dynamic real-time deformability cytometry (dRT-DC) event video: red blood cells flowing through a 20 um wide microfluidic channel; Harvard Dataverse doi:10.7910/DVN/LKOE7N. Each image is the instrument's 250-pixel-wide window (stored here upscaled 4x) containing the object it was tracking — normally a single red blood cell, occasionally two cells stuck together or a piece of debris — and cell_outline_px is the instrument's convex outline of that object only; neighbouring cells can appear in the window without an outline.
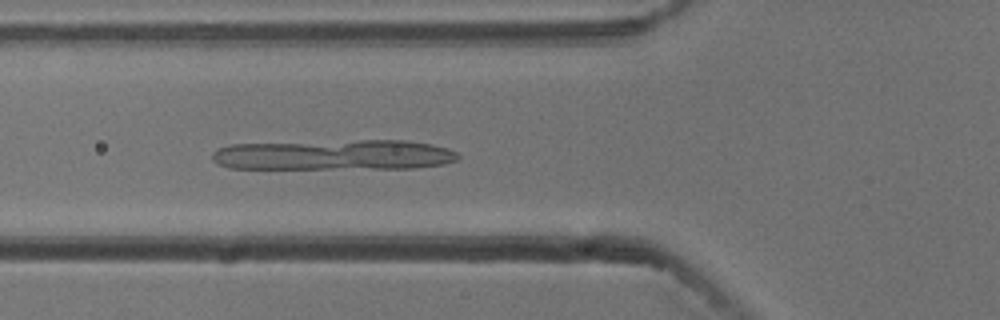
{"species": "common noctule bat (a hibernating species)", "species_latin": "Nyctalus noctula", "temperature_condition": "cold", "stored_images_in_passage": 53, "camera_frame_rate_fps": 3000, "um_per_image_px": 0.085, "animal": {"sex": "male", "body_mass_g": 13.3}, "frame": {"image": 1, "passage_image": 19, "time_ms": 6.0, "image_size_px": [1000, 320], "cell_outline_px": [[460, 156], [456, 160], [444, 164], [412, 168], [228, 168], [216, 164], [212, 160], [212, 152], [216, 148], [232, 144], [360, 140], [404, 140], [432, 144], [448, 148], [456, 152]], "centroid_in_image_um": [28.37, 13.16], "position_along_channel_um": 97.4, "area_um2": 43.64}}
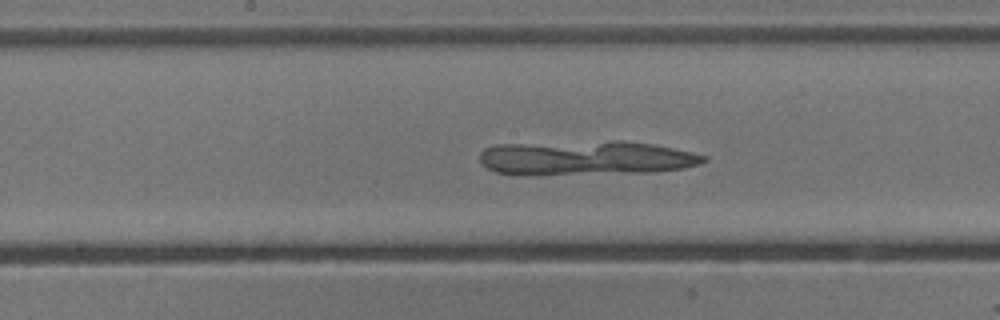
{"frame": {"image": 2, "passage_image": 27, "time_ms": 8.667, "image_size_px": [1000, 320], "cell_outline_px": [[708, 160], [700, 164], [684, 168], [656, 172], [496, 172], [488, 168], [480, 160], [480, 152], [484, 148], [496, 144], [612, 140], [624, 140], [652, 144], [692, 152], [708, 156]], "centroid_in_image_um": [49.91, 13.36], "position_along_channel_um": 198.3, "area_um2": 43.64}}
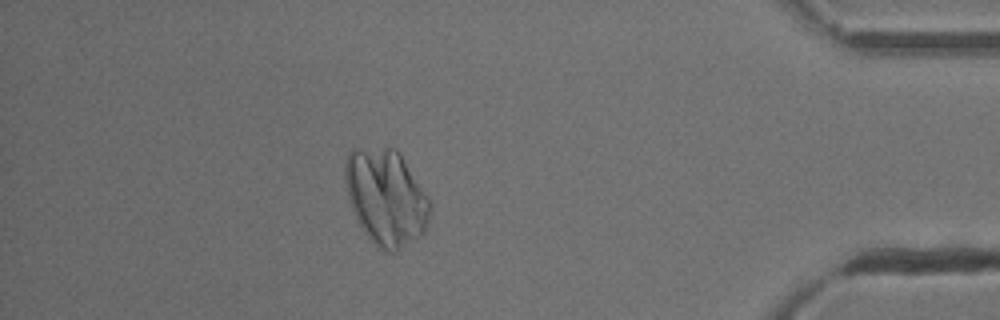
{"frame": {"image": 3, "passage_image": 47, "time_ms": 15.333, "image_size_px": [1000, 320], "cell_outline_px": [[428, 220], [424, 232], [420, 236], [396, 252], [388, 252], [380, 248], [364, 232], [352, 208], [348, 196], [344, 176], [344, 164], [348, 152], [352, 148], [396, 148], [400, 152], [428, 196]], "centroid_in_image_um": [32.79, 16.73], "position_along_channel_um": 402.4, "area_um2": 47.16}}